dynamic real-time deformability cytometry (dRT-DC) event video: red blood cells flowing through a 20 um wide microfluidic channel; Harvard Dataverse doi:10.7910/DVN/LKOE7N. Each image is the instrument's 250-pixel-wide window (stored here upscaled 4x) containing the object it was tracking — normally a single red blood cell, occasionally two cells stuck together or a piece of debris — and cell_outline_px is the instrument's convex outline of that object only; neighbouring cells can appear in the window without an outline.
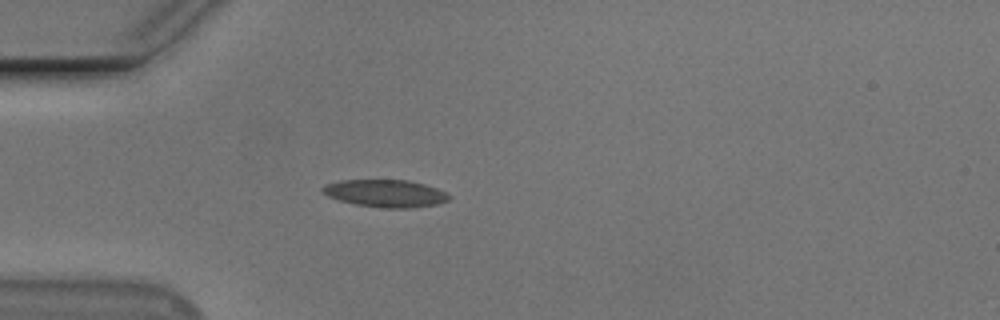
{"species": "Egyptian fruit bat (a non-hibernating species)", "species_latin": "Rousettus aegyptiacus", "temperature_condition": "cold", "stored_images_in_passage": 45, "camera_frame_rate_fps": 3000, "um_per_image_px": 0.085, "animal": {"sex": "male"}, "frame": {"image": 1, "passage_image": 9, "time_ms": 2.667, "image_size_px": [1000, 320], "cell_outline_px": [[452, 196], [448, 200], [436, 204], [412, 208], [384, 208], [356, 204], [340, 200], [328, 196], [320, 192], [320, 188], [324, 184], [340, 180], [408, 180], [424, 184], [436, 188]], "centroid_in_image_um": [32.73, 16.43], "position_along_channel_um": 52.3, "area_um2": 20.23}}
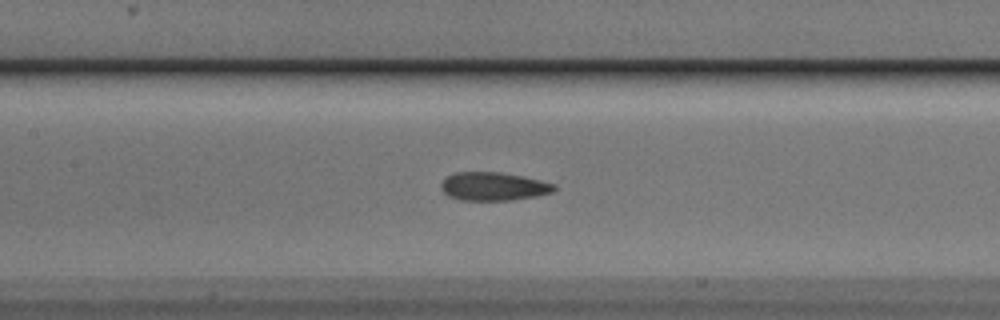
{"frame": {"image": 2, "passage_image": 19, "time_ms": 6.0, "image_size_px": [1000, 320], "cell_outline_px": [[556, 188], [552, 192], [536, 196], [512, 200], [460, 200], [448, 196], [440, 188], [440, 184], [448, 176], [456, 172], [500, 172], [524, 176], [556, 184]], "centroid_in_image_um": [41.95, 15.84], "position_along_channel_um": 165.5, "area_um2": 18.73}}
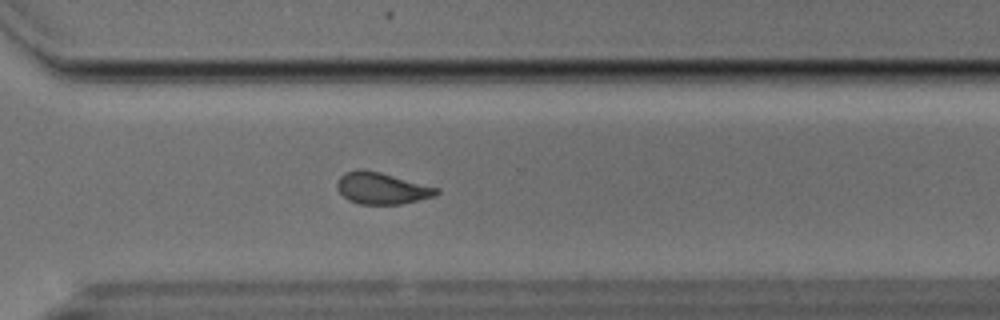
{"frame": {"image": 3, "passage_image": 33, "time_ms": 10.667, "image_size_px": [1000, 320], "cell_outline_px": [[440, 192], [436, 196], [400, 204], [360, 204], [348, 200], [336, 188], [336, 184], [340, 176], [344, 172], [356, 168], [380, 172], [440, 188]], "centroid_in_image_um": [32.45, 15.99], "position_along_channel_um": 338.2, "area_um2": 18.44}, "authors_computed_cell_mechanics": {"area_um2": 18.9006, "velocity_mm_per_s": 3.7122, "shape_relaxation_time_tau1_ms": 5.2923, "shape_relaxation_time_tau2_ms": 1.7312, "deformation_change_tau1": 0.1725, "deformation_change_tau2": 0.087}}